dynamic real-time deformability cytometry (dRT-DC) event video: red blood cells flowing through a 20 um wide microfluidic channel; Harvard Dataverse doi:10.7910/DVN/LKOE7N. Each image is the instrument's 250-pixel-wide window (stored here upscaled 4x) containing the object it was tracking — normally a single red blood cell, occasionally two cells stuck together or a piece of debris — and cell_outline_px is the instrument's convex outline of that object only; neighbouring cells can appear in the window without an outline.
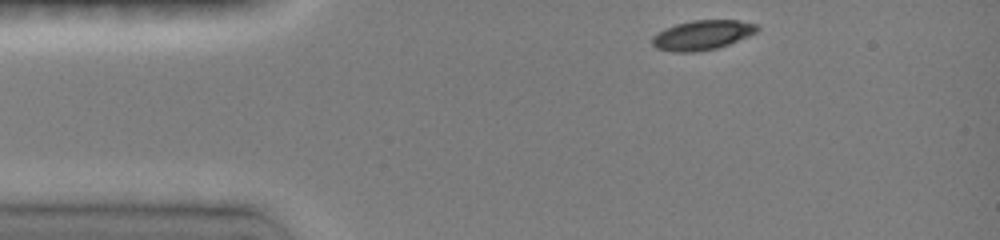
{"species": "common noctule bat (a hibernating species)", "species_latin": "Nyctalus noctula", "temperature_condition": "room temperature", "stored_images_in_passage": 36, "camera_frame_rate_fps": 3000, "um_per_image_px": 0.085, "animal": {"sex": "female", "body_mass_g": 19.0, "forearm_length_mm": 51.5}, "frame": {"image": 1, "passage_image": 1, "time_ms": 0.0, "image_size_px": [1000, 240], "cell_outline_px": [[760, 28], [756, 32], [748, 36], [728, 44], [716, 48], [692, 52], [676, 52], [656, 48], [652, 44], [652, 36], [664, 28], [676, 24], [692, 20], [736, 20], [756, 24]], "centroid_in_image_um": [59.67, 2.97], "position_along_channel_um": 25.3, "area_um2": 17.98}}
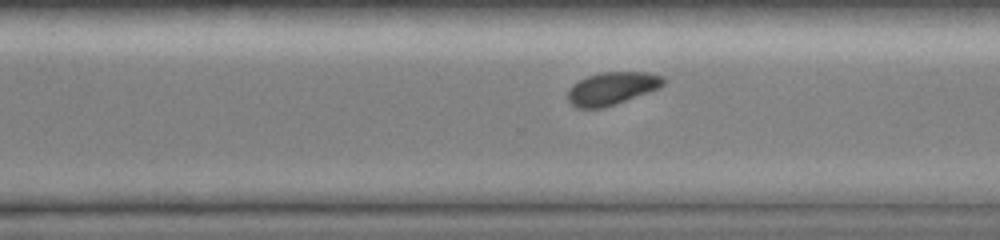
{"frame": {"image": 2, "passage_image": 27, "time_ms": 8.667, "image_size_px": [1000, 240], "cell_outline_px": [[664, 84], [660, 88], [604, 108], [576, 108], [568, 100], [568, 92], [572, 84], [588, 76], [600, 72], [648, 72], [664, 76]], "centroid_in_image_um": [52.03, 7.51], "position_along_channel_um": 318.6, "area_um2": 18.26}}
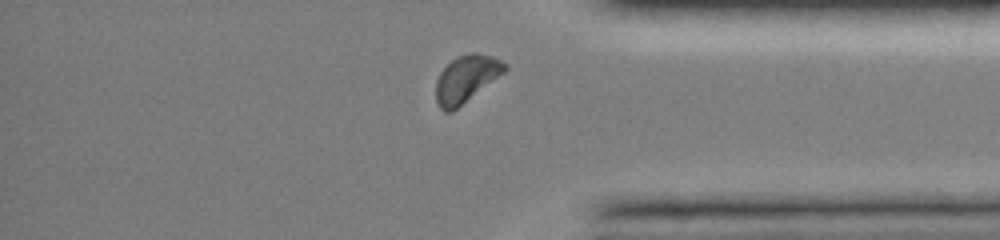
{"frame": {"image": 3, "passage_image": 33, "time_ms": 10.667, "image_size_px": [1000, 240], "cell_outline_px": [[508, 68], [504, 72], [452, 112], [444, 112], [440, 108], [436, 100], [436, 80], [440, 72], [456, 56], [472, 52], [476, 52], [492, 56], [508, 64]], "centroid_in_image_um": [39.62, 6.69], "position_along_channel_um": 395.6, "area_um2": 18.73}, "authors_computed_cell_mechanics": {"area_um2": 18.9295, "velocity_mm_per_s": 3.9923, "shape_relaxation_time_tau1_ms": 2.0573, "shape_relaxation_time_tau2_ms": null, "deformation_change_tau1": 0.0882, "deformation_change_tau2": null}}